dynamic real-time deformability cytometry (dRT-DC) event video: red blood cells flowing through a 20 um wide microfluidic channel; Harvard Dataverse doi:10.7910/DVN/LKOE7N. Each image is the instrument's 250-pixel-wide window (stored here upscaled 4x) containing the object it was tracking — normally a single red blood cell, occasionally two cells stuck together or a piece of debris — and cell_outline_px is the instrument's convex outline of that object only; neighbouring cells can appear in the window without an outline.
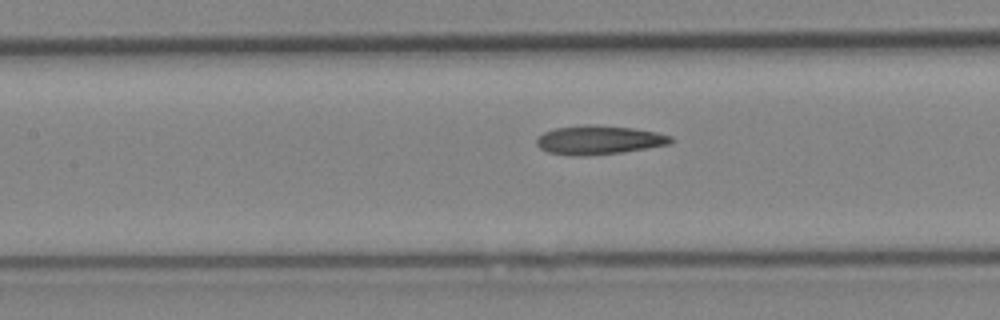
{"species": "Egyptian fruit bat (a non-hibernating species)", "species_latin": "Rousettus aegyptiacus", "temperature_condition": "cold", "stored_images_in_passage": 24, "camera_frame_rate_fps": 3000, "um_per_image_px": 0.085, "animal": {"sex": "female"}, "frame": {"image": 1, "passage_image": 17, "time_ms": 5.333, "image_size_px": [1000, 320], "cell_outline_px": [[676, 140], [672, 144], [620, 152], [548, 152], [540, 148], [536, 144], [536, 140], [544, 132], [556, 128], [584, 124], [592, 124], [632, 128], [656, 132], [672, 136]], "centroid_in_image_um": [51.01, 11.83], "position_along_channel_um": 156.4, "area_um2": 21.44}}